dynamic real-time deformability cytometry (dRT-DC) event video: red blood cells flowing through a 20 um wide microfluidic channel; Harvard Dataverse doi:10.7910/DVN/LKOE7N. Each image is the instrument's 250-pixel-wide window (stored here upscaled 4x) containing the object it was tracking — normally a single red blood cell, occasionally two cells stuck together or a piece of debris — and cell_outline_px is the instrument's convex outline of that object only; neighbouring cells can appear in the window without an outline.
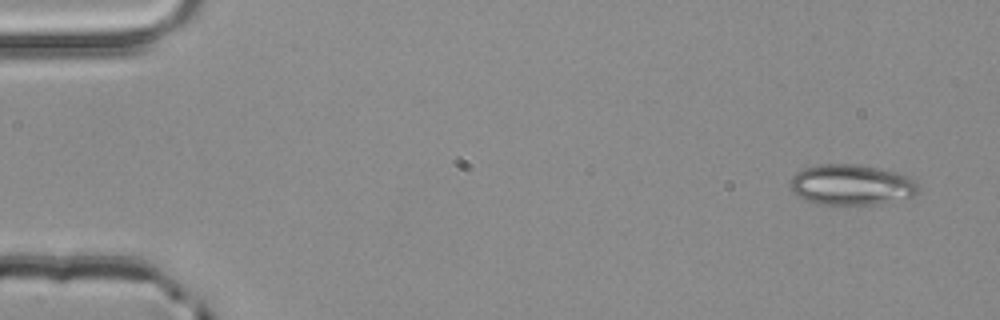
{"species": "common noctule bat (a hibernating species)", "species_latin": "Nyctalus noctula", "temperature_condition": "room temperature", "stored_images_in_passage": 4, "camera_frame_rate_fps": 3000, "um_per_image_px": 0.085, "animal": {"sex": "male", "body_mass_g": 20.4}, "frame": {"image": 1, "passage_image": 1, "time_ms": 0.0, "image_size_px": [1000, 320], "cell_outline_px": [[916, 192], [912, 196], [876, 204], [824, 204], [808, 200], [792, 192], [788, 184], [792, 176], [796, 172], [804, 168], [820, 164], [856, 164], [880, 168], [900, 172], [912, 176], [916, 180]], "centroid_in_image_um": [72.36, 15.68], "position_along_channel_um": 12.6, "area_um2": 30.23}}